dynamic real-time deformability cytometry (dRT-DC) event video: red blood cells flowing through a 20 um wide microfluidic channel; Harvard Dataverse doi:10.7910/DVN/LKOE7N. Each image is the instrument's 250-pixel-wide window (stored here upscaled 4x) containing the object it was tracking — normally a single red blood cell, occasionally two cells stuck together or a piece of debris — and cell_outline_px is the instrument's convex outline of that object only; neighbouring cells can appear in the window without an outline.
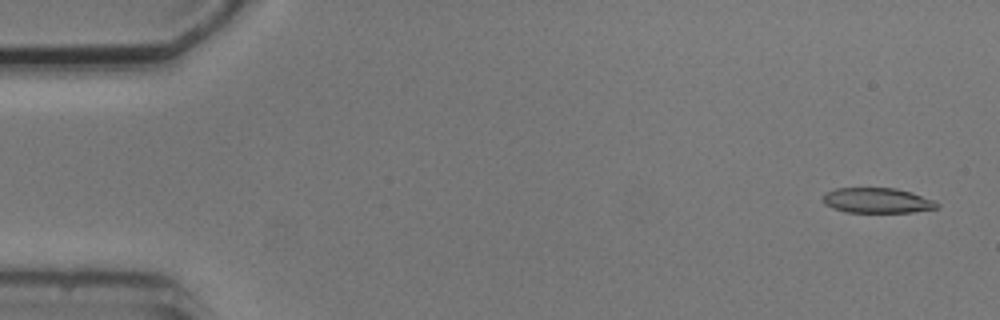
{"species": "common noctule bat (a hibernating species)", "species_latin": "Nyctalus noctula", "temperature_condition": "cold", "stored_images_in_passage": 5, "camera_frame_rate_fps": 3000, "um_per_image_px": 0.085, "animal": {"sex": "male", "body_mass_g": 20.5, "forearm_length_mm": 52.5}, "frame": {"image": 1, "passage_image": 1, "time_ms": 0.0, "image_size_px": [1000, 320], "cell_outline_px": [[940, 208], [912, 212], [844, 212], [832, 208], [824, 204], [824, 192], [836, 188], [896, 188], [912, 192], [936, 200], [940, 204]], "centroid_in_image_um": [74.61, 17.04], "position_along_channel_um": 10.4, "area_um2": 16.99}}
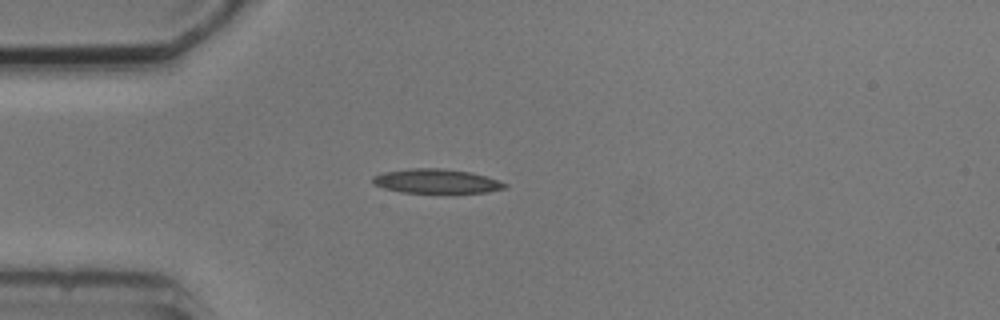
{"frame": {"image": 2, "passage_image": 4, "time_ms": 4.0, "image_size_px": [1000, 320], "cell_outline_px": [[508, 188], [488, 192], [404, 192], [384, 188], [372, 184], [372, 176], [380, 172], [408, 168], [440, 168], [472, 172], [508, 184]], "centroid_in_image_um": [37.05, 15.38], "position_along_channel_um": 48.0, "area_um2": 18.67}}